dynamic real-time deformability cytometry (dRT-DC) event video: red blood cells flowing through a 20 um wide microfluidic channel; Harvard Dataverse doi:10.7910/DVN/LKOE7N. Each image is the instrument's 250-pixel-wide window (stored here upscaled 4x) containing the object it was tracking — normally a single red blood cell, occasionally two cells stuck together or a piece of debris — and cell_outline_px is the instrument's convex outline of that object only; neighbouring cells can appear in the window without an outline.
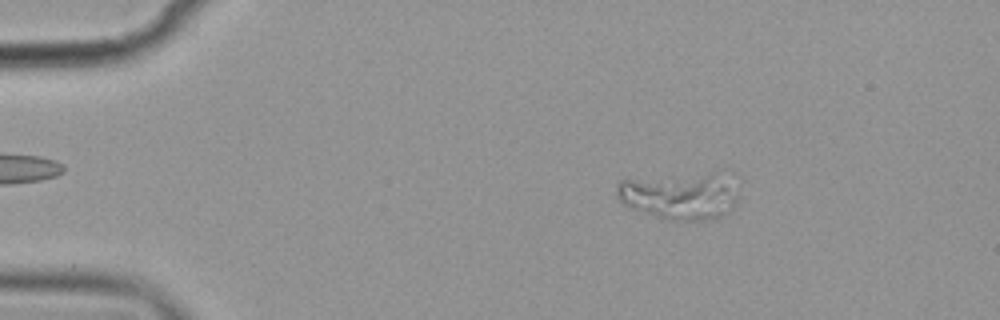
{"species": "common noctule bat (a hibernating species)", "species_latin": "Nyctalus noctula", "temperature_condition": "cold", "stored_images_in_passage": 4, "camera_frame_rate_fps": 3000, "um_per_image_px": 0.085, "animal": {"sex": "female", "body_mass_g": 19.9}, "frame": {"image": 1, "passage_image": 2, "time_ms": 1.0, "image_size_px": [1000, 320], "cell_outline_px": [[736, 200], [728, 212], [724, 216], [704, 220], [664, 220], [632, 208], [624, 204], [620, 200], [616, 192], [616, 184], [620, 180], [720, 168], [724, 172], [736, 196]], "centroid_in_image_um": [57.78, 16.58], "position_along_channel_um": 27.2, "area_um2": 34.22}}